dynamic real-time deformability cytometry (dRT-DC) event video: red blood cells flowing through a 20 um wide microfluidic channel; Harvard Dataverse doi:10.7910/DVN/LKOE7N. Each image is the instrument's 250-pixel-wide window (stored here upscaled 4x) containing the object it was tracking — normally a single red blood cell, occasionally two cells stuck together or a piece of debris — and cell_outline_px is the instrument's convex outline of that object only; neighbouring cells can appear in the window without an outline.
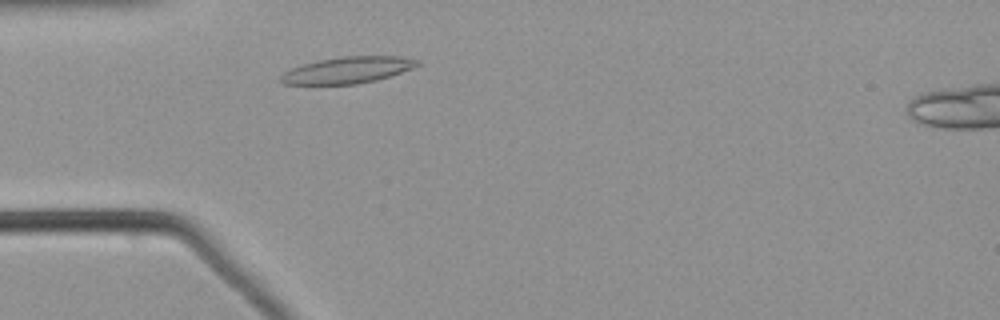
{"species": "common noctule bat (a hibernating species)", "species_latin": "Nyctalus noctula", "temperature_condition": "warm", "stored_images_in_passage": 43, "camera_frame_rate_fps": 3000, "um_per_image_px": 0.085, "animal": {"sex": "male", "body_mass_g": 21.5, "forearm_length_mm": 52.0}, "frame": {"image": 1, "passage_image": 6, "time_ms": 1.667, "image_size_px": [1000, 320], "cell_outline_px": [[420, 64], [412, 68], [392, 76], [376, 80], [356, 84], [280, 84], [280, 76], [284, 72], [292, 68], [304, 64], [320, 60], [340, 56], [400, 56], [420, 60]], "centroid_in_image_um": [29.57, 5.95], "position_along_channel_um": 55.4, "area_um2": 21.1}}
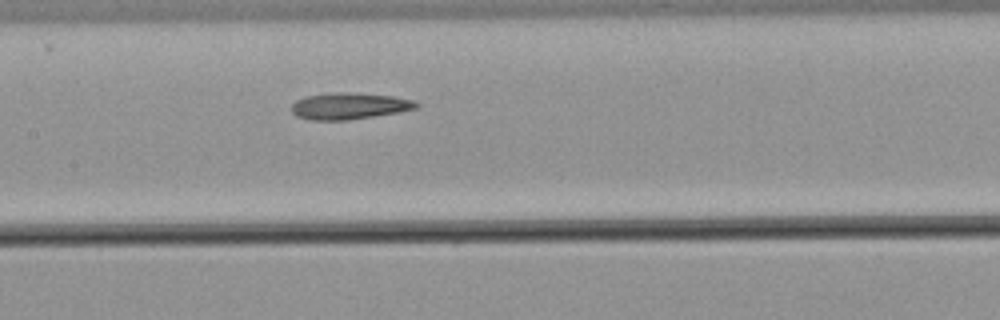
{"frame": {"image": 2, "passage_image": 16, "time_ms": 5.0, "image_size_px": [1000, 320], "cell_outline_px": [[420, 104], [416, 108], [400, 112], [348, 120], [312, 120], [296, 116], [292, 112], [292, 104], [296, 100], [308, 96], [332, 92], [348, 92], [392, 96], [412, 100]], "centroid_in_image_um": [29.68, 9.01], "position_along_channel_um": 177.7, "area_um2": 19.19}}
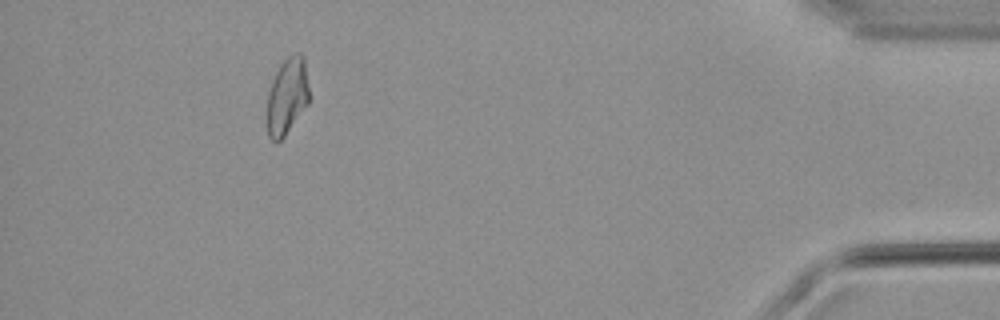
{"frame": {"image": 3, "passage_image": 39, "time_ms": 12.667, "image_size_px": [1000, 320], "cell_outline_px": [[308, 104], [284, 136], [276, 144], [268, 136], [264, 112], [268, 92], [272, 80], [280, 64], [288, 56], [296, 52], [300, 52], [304, 56], [308, 84]], "centroid_in_image_um": [24.35, 8.2], "position_along_channel_um": 410.8, "area_um2": 19.31}}